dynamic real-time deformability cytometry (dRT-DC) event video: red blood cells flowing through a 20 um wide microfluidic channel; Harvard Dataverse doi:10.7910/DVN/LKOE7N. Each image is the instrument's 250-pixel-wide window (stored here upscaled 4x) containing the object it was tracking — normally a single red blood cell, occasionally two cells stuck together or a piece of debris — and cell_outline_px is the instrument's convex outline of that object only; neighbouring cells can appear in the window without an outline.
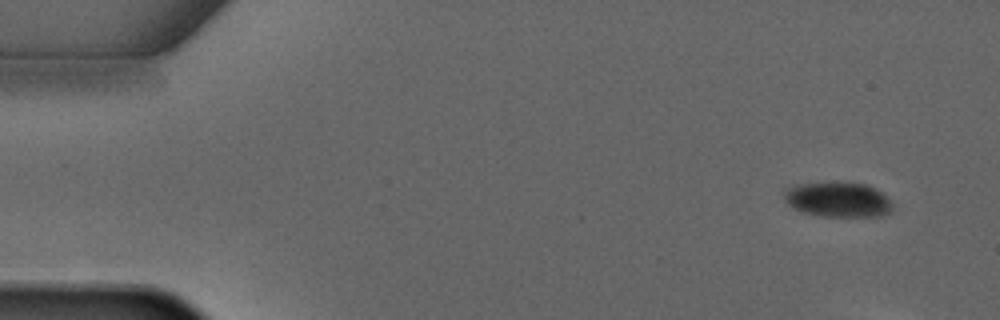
{"species": "common noctule bat (a hibernating species)", "species_latin": "Nyctalus noctula", "temperature_condition": "warm", "stored_images_in_passage": 5, "camera_frame_rate_fps": 3000, "um_per_image_px": 0.085, "animal": {"sex": "male", "forearm_length_mm": 52.5}, "frame": {"image": 1, "passage_image": 1, "time_ms": 0.0, "image_size_px": [1000, 320], "cell_outline_px": [[892, 212], [880, 216], [824, 216], [804, 212], [792, 208], [784, 200], [784, 188], [792, 184], [836, 180], [864, 184], [880, 192], [892, 204]], "centroid_in_image_um": [71.14, 16.92], "position_along_channel_um": 13.9, "area_um2": 22.54}}
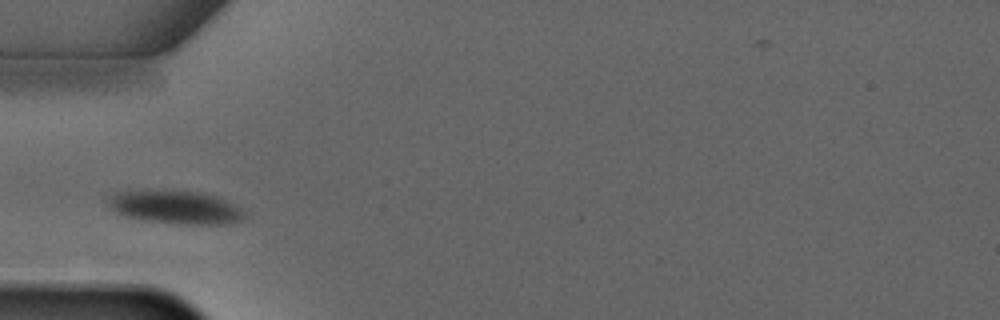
{"frame": {"image": 2, "passage_image": 5, "time_ms": 4.667, "image_size_px": [1000, 320], "cell_outline_px": [[244, 216], [240, 220], [220, 224], [184, 224], [148, 220], [128, 216], [116, 212], [108, 208], [104, 200], [104, 196], [116, 192], [200, 192], [216, 196], [240, 208], [244, 212]], "centroid_in_image_um": [14.84, 17.62], "position_along_channel_um": 70.2, "area_um2": 25.61}}